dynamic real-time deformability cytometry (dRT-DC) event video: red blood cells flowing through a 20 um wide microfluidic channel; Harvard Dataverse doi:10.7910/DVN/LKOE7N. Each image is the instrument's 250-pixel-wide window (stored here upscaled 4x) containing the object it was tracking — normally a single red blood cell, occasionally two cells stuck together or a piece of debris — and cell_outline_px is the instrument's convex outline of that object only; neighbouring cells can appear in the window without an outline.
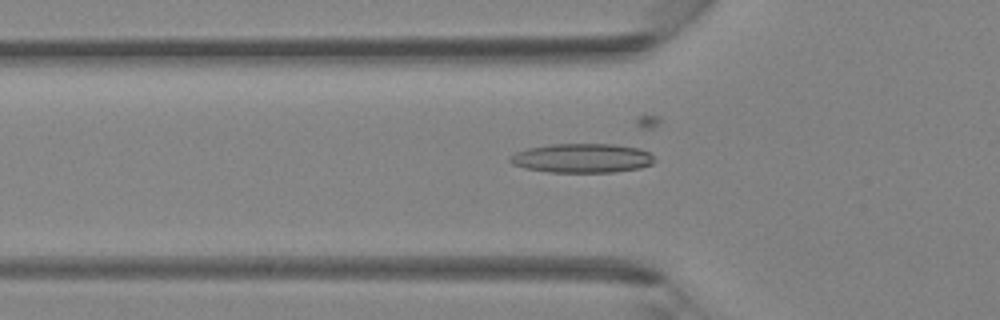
{"species": "Egyptian fruit bat (a non-hibernating species)", "species_latin": "Rousettus aegyptiacus", "temperature_condition": "room temperature", "stored_images_in_passage": 33, "camera_frame_rate_fps": 3000, "um_per_image_px": 0.085, "animal": {"sex": "female"}, "frame": {"image": 1, "passage_image": 13, "time_ms": 4.0, "image_size_px": [1000, 320], "cell_outline_px": [[656, 160], [652, 164], [640, 168], [616, 172], [548, 172], [524, 168], [512, 164], [508, 160], [508, 156], [516, 152], [528, 148], [552, 144], [612, 144], [640, 148], [648, 152]], "centroid_in_image_um": [49.46, 13.44], "position_along_channel_um": 76.3, "area_um2": 24.74}}
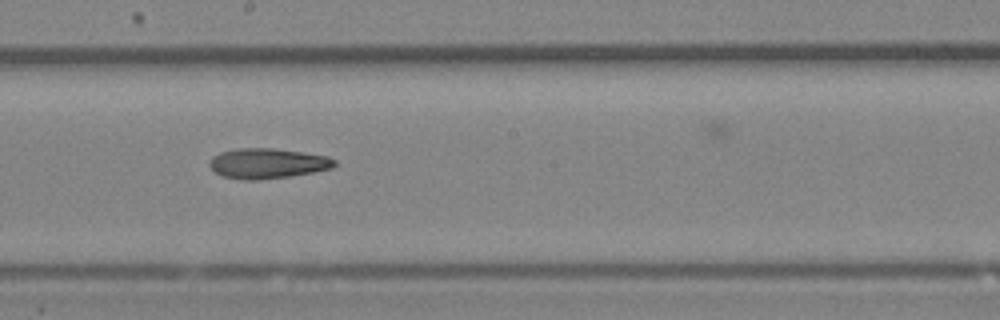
{"frame": {"image": 2, "passage_image": 22, "time_ms": 7.0, "image_size_px": [1000, 320], "cell_outline_px": [[336, 164], [332, 168], [312, 172], [288, 176], [256, 180], [240, 180], [220, 176], [208, 164], [212, 156], [220, 152], [232, 148], [272, 148], [328, 156], [336, 160]], "centroid_in_image_um": [22.69, 13.88], "position_along_channel_um": 225.5, "area_um2": 22.02}}
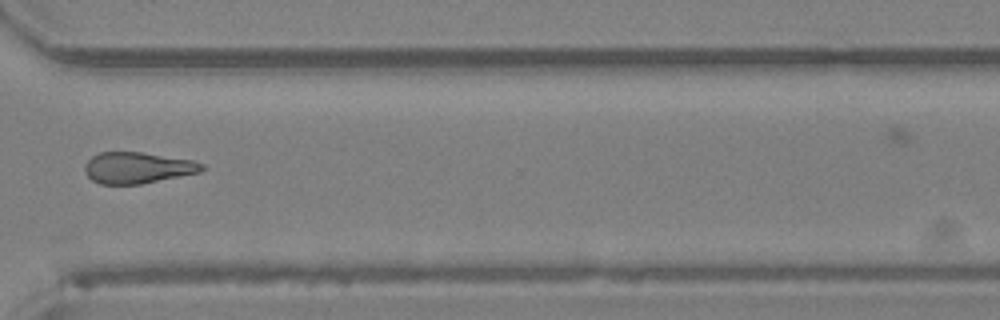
{"frame": {"image": 3, "passage_image": 30, "time_ms": 9.667, "image_size_px": [1000, 320], "cell_outline_px": [[208, 168], [200, 172], [140, 184], [100, 184], [92, 180], [84, 172], [84, 164], [92, 156], [100, 152], [140, 152], [192, 160], [204, 164]], "centroid_in_image_um": [11.68, 14.26], "position_along_channel_um": 358.9, "area_um2": 21.33}}